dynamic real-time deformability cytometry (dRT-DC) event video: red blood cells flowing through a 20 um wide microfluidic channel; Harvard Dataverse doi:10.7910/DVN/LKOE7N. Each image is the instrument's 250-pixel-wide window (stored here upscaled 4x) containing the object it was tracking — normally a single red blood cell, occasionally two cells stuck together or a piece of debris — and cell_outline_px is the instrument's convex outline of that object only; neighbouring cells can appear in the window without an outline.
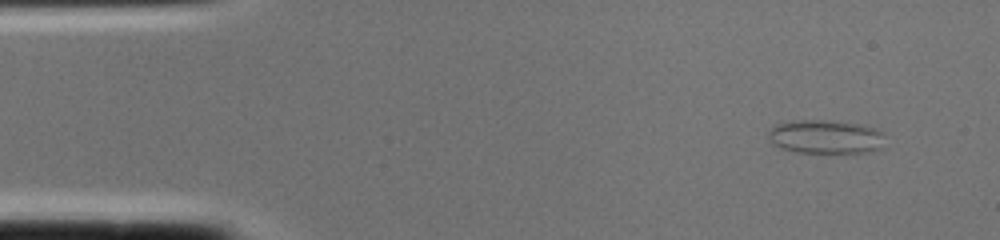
{"species": "common noctule bat (a hibernating species)", "species_latin": "Nyctalus noctula", "temperature_condition": "cold", "stored_images_in_passage": 1, "camera_frame_rate_fps": 3000, "um_per_image_px": 0.085, "animal": {"sex": "female", "body_mass_g": 22.0, "forearm_length_mm": 56.7}, "frame": {"image": 1, "passage_image": 1, "time_ms": 0.0, "image_size_px": [1000, 240], "cell_outline_px": [[884, 148], [868, 152], [796, 152], [780, 148], [772, 144], [768, 140], [768, 132], [772, 124], [788, 120], [832, 120], [864, 124], [884, 132]], "centroid_in_image_um": [70.16, 11.6], "position_along_channel_um": 14.8, "area_um2": 23.64}}